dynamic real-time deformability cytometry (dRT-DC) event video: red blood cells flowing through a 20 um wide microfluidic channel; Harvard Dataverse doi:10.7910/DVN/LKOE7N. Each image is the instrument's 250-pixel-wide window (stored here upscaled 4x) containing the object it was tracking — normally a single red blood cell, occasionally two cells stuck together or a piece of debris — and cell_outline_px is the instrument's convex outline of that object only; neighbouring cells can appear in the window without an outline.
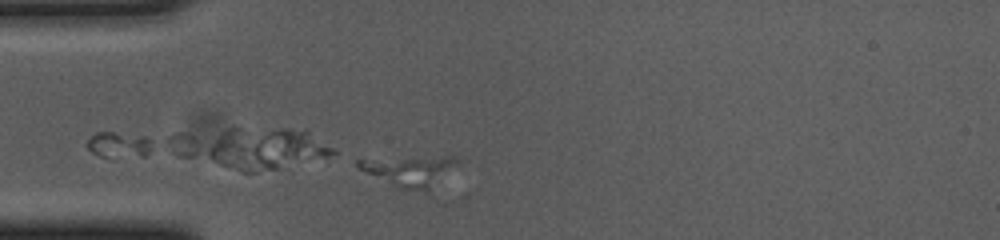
{"species": "common noctule bat (a hibernating species)", "species_latin": "Nyctalus noctula", "temperature_condition": "cold", "stored_images_in_passage": 22, "camera_frame_rate_fps": 3000, "um_per_image_px": 0.085, "animal": {"sex": "female", "body_mass_g": 23.0, "forearm_length_mm": 53.4}, "frame": {"image": 1, "passage_image": 1, "time_ms": 0.0, "image_size_px": [1000, 240], "cell_outline_px": [[460, 160], [428, 192], [400, 188], [360, 168], [356, 164], [356, 160], [440, 156], [452, 156]], "centroid_in_image_um": [34.88, 14.51], "position_along_channel_um": 50.1, "area_um2": 16.82}}